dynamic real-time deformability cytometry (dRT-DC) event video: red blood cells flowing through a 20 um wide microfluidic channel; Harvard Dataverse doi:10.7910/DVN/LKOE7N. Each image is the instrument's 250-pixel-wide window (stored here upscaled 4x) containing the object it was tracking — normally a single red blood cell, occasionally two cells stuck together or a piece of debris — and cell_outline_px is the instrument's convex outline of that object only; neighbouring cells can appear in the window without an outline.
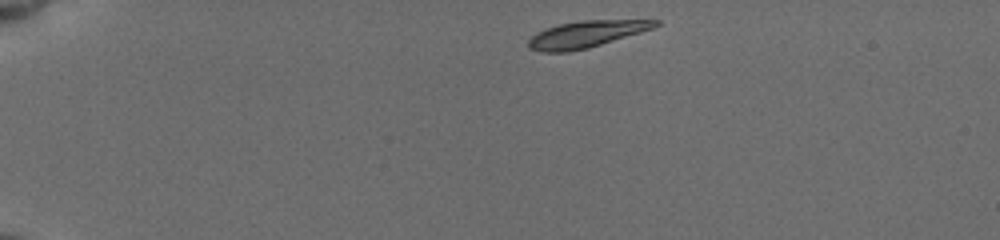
{"species": "common noctule bat (a hibernating species)", "species_latin": "Nyctalus noctula", "temperature_condition": "cold", "stored_images_in_passage": 32, "camera_frame_rate_fps": 3000, "um_per_image_px": 0.085, "animal": {"sex": "female", "body_mass_g": 19.5, "forearm_length_mm": 54.1}, "frame": {"image": 1, "passage_image": 1, "time_ms": 0.0, "image_size_px": [1000, 240], "cell_outline_px": [[660, 24], [652, 28], [640, 32], [588, 48], [568, 52], [540, 52], [528, 48], [528, 40], [536, 32], [560, 24], [580, 20], [660, 20]], "centroid_in_image_um": [49.78, 2.91], "position_along_channel_um": 35.2, "area_um2": 19.54}}
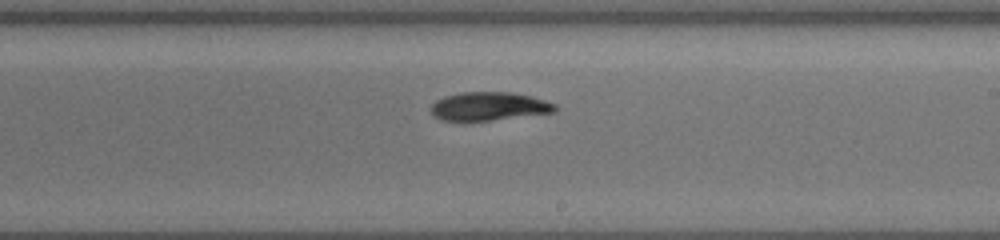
{"frame": {"image": 2, "passage_image": 18, "time_ms": 7.667, "image_size_px": [1000, 240], "cell_outline_px": [[560, 108], [556, 112], [492, 120], [440, 120], [432, 116], [428, 108], [436, 100], [444, 96], [460, 92], [512, 92], [532, 96], [556, 104]], "centroid_in_image_um": [41.56, 9.03], "position_along_channel_um": 247.4, "area_um2": 20.87}}
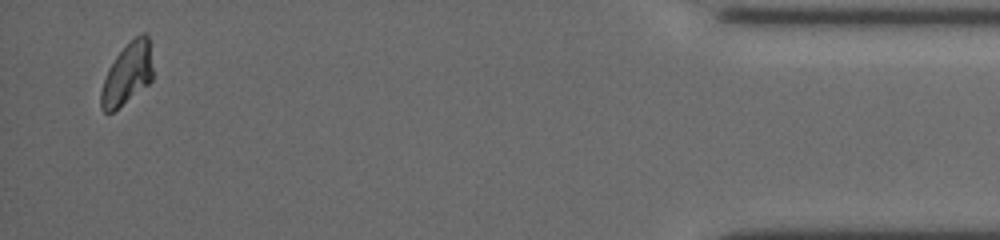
{"frame": {"image": 3, "passage_image": 32, "time_ms": 14.0, "image_size_px": [1000, 240], "cell_outline_px": [[152, 80], [148, 84], [112, 112], [104, 112], [100, 108], [100, 92], [108, 68], [116, 56], [136, 36], [144, 32], [148, 36], [152, 68]], "centroid_in_image_um": [10.8, 6.3], "position_along_channel_um": 424.4, "area_um2": 18.21}, "authors_computed_cell_mechanics": {"area_um2": 20.7502, "velocity_mm_per_s": 3.7864, "shape_relaxation_time_tau1_ms": 6.3621, "shape_relaxation_time_tau2_ms": 2.8609, "deformation_change_tau1": 0.1693, "deformation_change_tau2": 0.0668}}